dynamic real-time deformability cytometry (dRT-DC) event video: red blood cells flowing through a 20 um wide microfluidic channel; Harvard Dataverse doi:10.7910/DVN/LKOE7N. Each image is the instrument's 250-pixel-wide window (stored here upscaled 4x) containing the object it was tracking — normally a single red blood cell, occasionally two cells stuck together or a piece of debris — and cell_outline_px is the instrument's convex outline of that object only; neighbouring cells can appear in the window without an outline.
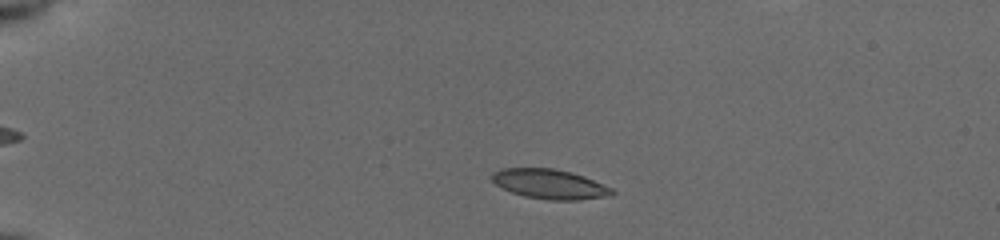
{"species": "common noctule bat (a hibernating species)", "species_latin": "Nyctalus noctula", "temperature_condition": "cold", "stored_images_in_passage": 50, "camera_frame_rate_fps": 3000, "um_per_image_px": 0.085, "animal": {"sex": "female", "body_mass_g": 19.5, "forearm_length_mm": 54.1}, "frame": {"image": 1, "passage_image": 8, "time_ms": 2.333, "image_size_px": [1000, 240], "cell_outline_px": [[616, 192], [612, 196], [580, 200], [548, 200], [524, 196], [512, 192], [496, 184], [492, 180], [492, 172], [500, 168], [552, 168], [572, 172], [584, 176], [612, 188]], "centroid_in_image_um": [46.76, 15.65], "position_along_channel_um": 38.2, "area_um2": 20.87}}
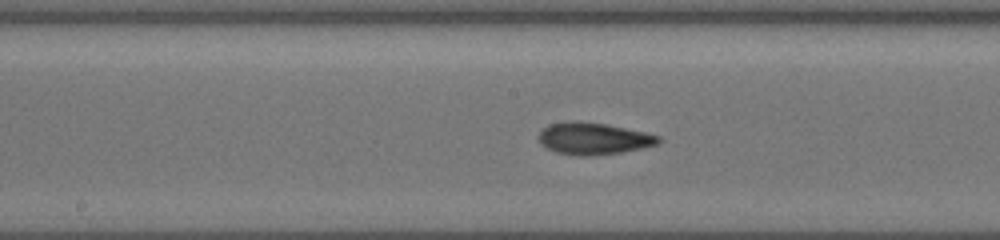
{"frame": {"image": 2, "passage_image": 25, "time_ms": 8.0, "image_size_px": [1000, 240], "cell_outline_px": [[660, 144], [620, 152], [592, 156], [576, 156], [556, 152], [540, 144], [540, 132], [548, 124], [604, 124], [644, 132], [660, 136]], "centroid_in_image_um": [50.49, 11.83], "position_along_channel_um": 197.7, "area_um2": 21.27}}
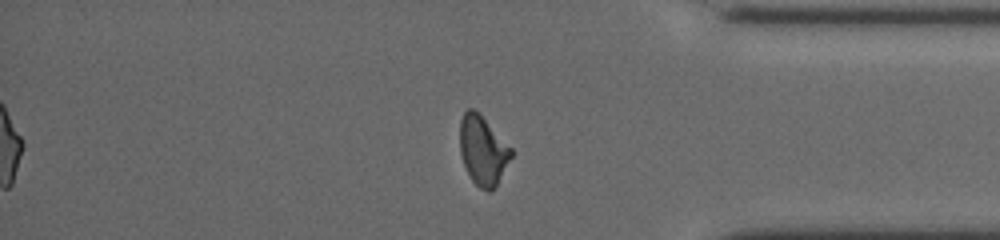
{"frame": {"image": 3, "passage_image": 41, "time_ms": 13.333, "image_size_px": [1000, 240], "cell_outline_px": [[516, 152], [492, 192], [488, 192], [480, 188], [472, 180], [464, 164], [460, 152], [460, 120], [464, 112], [468, 108], [472, 108]], "centroid_in_image_um": [41.07, 12.83], "position_along_channel_um": 394.1, "area_um2": 20.52}, "authors_computed_cell_mechanics": {"area_um2": 20.808, "velocity_mm_per_s": 3.916, "shape_relaxation_time_tau1_ms": 3.7103, "shape_relaxation_time_tau2_ms": 2.091, "deformation_change_tau1": 0.1683, "deformation_change_tau2": 0.089}}